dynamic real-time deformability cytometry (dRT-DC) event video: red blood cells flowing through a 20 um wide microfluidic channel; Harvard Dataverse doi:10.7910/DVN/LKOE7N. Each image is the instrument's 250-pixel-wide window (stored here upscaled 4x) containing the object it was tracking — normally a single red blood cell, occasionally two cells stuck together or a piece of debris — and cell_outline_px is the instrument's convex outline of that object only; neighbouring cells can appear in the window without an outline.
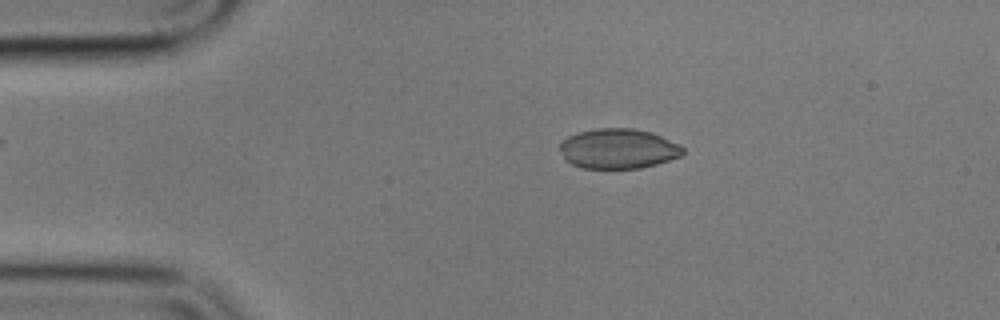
{"species": "common noctule bat (a hibernating species)", "species_latin": "Nyctalus noctula", "temperature_condition": "cold", "stored_images_in_passage": 55, "camera_frame_rate_fps": 3000, "um_per_image_px": 0.085, "animal": {"sex": "male", "body_mass_g": 17.9}, "frame": {"image": 1, "passage_image": 10, "time_ms": 3.0, "image_size_px": [1000, 320], "cell_outline_px": [[684, 152], [680, 156], [656, 164], [640, 168], [584, 168], [572, 164], [564, 156], [560, 148], [560, 140], [568, 136], [580, 132], [596, 128], [632, 128], [652, 132], [680, 144], [684, 148]], "centroid_in_image_um": [52.57, 12.62], "position_along_channel_um": 32.4, "area_um2": 28.55}}
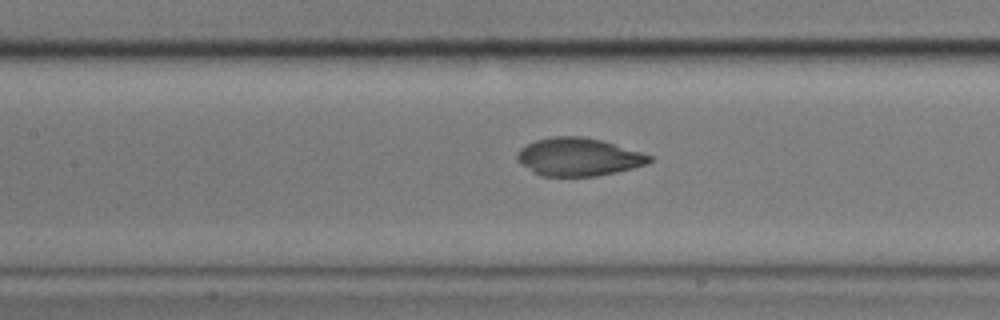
{"frame": {"image": 2, "passage_image": 24, "time_ms": 7.667, "image_size_px": [1000, 320], "cell_outline_px": [[652, 160], [648, 164], [616, 172], [596, 176], [540, 176], [532, 172], [520, 164], [516, 160], [516, 156], [520, 148], [536, 140], [552, 136], [584, 136], [600, 140], [640, 152], [652, 156]], "centroid_in_image_um": [49.13, 13.35], "position_along_channel_um": 158.3, "area_um2": 29.25}}
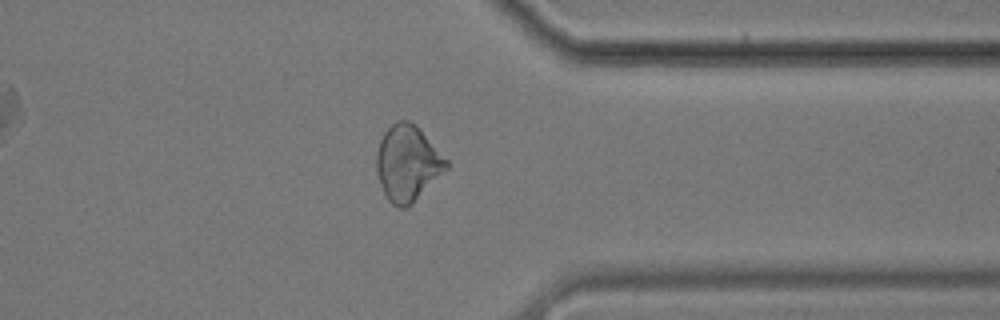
{"frame": {"image": 3, "passage_image": 43, "time_ms": 14.0, "image_size_px": [1000, 320], "cell_outline_px": [[448, 168], [408, 208], [400, 208], [392, 204], [388, 200], [380, 184], [376, 172], [376, 152], [380, 140], [384, 132], [396, 120], [408, 120], [416, 124], [420, 128], [448, 160]], "centroid_in_image_um": [34.64, 13.86], "position_along_channel_um": 376.8, "area_um2": 31.04}, "authors_computed_cell_mechanics": {"area_um2": 29.6514, "velocity_mm_per_s": 3.5471, "shape_relaxation_time_tau1_ms": 8.851, "shape_relaxation_time_tau2_ms": 2.0882, "deformation_change_tau1": 0.1643, "deformation_change_tau2": 0.0437}}